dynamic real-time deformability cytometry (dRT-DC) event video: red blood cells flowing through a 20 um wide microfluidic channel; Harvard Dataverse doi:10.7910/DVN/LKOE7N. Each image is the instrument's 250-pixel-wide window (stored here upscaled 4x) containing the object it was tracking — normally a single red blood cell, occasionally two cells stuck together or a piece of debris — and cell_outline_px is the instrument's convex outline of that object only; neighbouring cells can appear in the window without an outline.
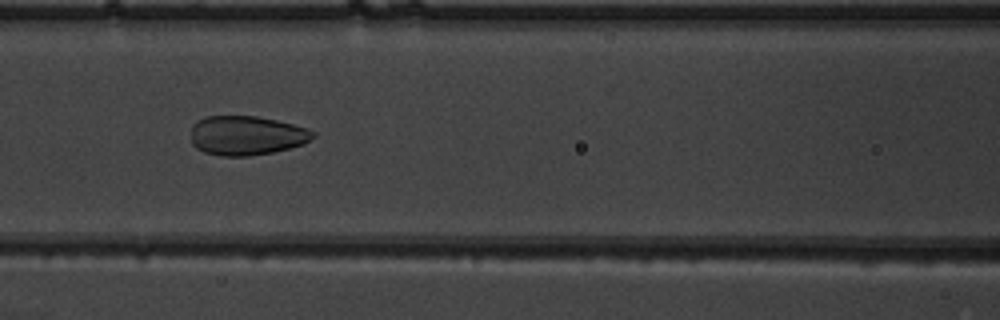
{"species": "common noctule bat (a hibernating species)", "species_latin": "Nyctalus noctula", "temperature_condition": "warm", "stored_images_in_passage": 50, "camera_frame_rate_fps": 3000, "um_per_image_px": 0.085, "animal": {"sex": "male", "body_mass_g": 19.5, "forearm_length_mm": 54.6}, "frame": {"image": 1, "passage_image": 22, "time_ms": 7.0, "image_size_px": [1000, 320], "cell_outline_px": [[316, 136], [304, 144], [272, 152], [248, 156], [220, 156], [204, 152], [196, 148], [192, 144], [192, 124], [196, 120], [204, 116], [256, 116], [276, 120], [308, 128], [316, 132]], "centroid_in_image_um": [20.95, 11.51], "position_along_channel_um": 145.7, "area_um2": 28.15}}
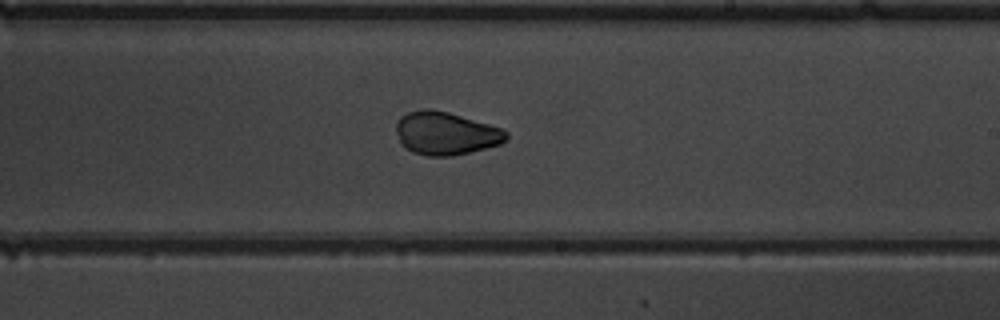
{"frame": {"image": 2, "passage_image": 30, "time_ms": 9.667, "image_size_px": [1000, 320], "cell_outline_px": [[508, 140], [500, 144], [452, 156], [428, 156], [412, 152], [404, 148], [400, 144], [396, 132], [396, 120], [400, 116], [408, 112], [420, 108], [432, 108], [448, 112], [488, 124], [500, 128], [508, 132]], "centroid_in_image_um": [37.84, 11.32], "position_along_channel_um": 251.2, "area_um2": 27.8}}
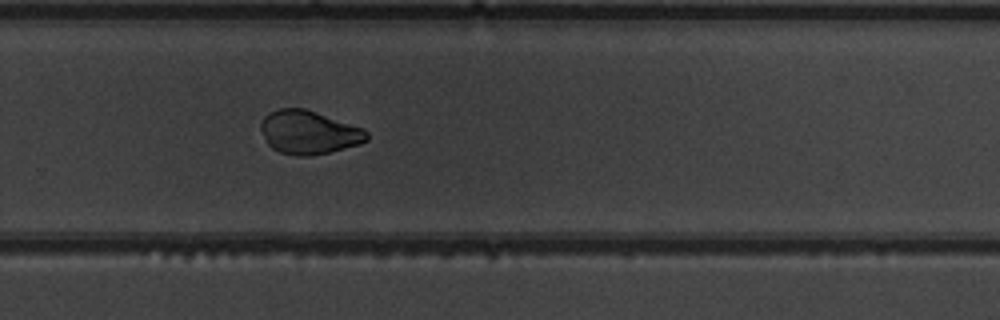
{"frame": {"image": 3, "passage_image": 34, "time_ms": 11.0, "image_size_px": [1000, 320], "cell_outline_px": [[368, 140], [360, 144], [312, 156], [296, 156], [280, 152], [272, 148], [268, 144], [260, 128], [260, 124], [264, 116], [268, 112], [280, 108], [304, 108], [364, 128], [368, 132]], "centroid_in_image_um": [26.24, 11.25], "position_along_channel_um": 303.6, "area_um2": 26.88}}